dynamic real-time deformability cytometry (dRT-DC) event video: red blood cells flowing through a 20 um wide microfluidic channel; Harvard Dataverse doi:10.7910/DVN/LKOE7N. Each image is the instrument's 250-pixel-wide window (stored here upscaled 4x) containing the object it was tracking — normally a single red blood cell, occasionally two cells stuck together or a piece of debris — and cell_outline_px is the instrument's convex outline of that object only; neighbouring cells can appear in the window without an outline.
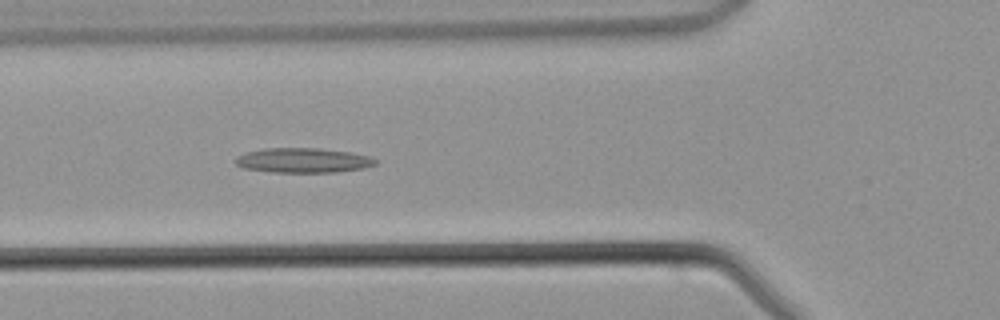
{"species": "common noctule bat (a hibernating species)", "species_latin": "Nyctalus noctula", "temperature_condition": "warm", "stored_images_in_passage": 40, "camera_frame_rate_fps": 3000, "um_per_image_px": 0.085, "animal": {"sex": "male", "body_mass_g": 21.5, "forearm_length_mm": 52.0}, "frame": {"image": 1, "passage_image": 10, "time_ms": 3.0, "image_size_px": [1000, 320], "cell_outline_px": [[376, 164], [364, 168], [340, 172], [272, 172], [244, 168], [236, 164], [236, 160], [240, 156], [248, 152], [264, 148], [320, 148], [348, 152], [368, 156], [376, 160]], "centroid_in_image_um": [25.79, 13.63], "position_along_channel_um": 100.0, "area_um2": 19.94}}
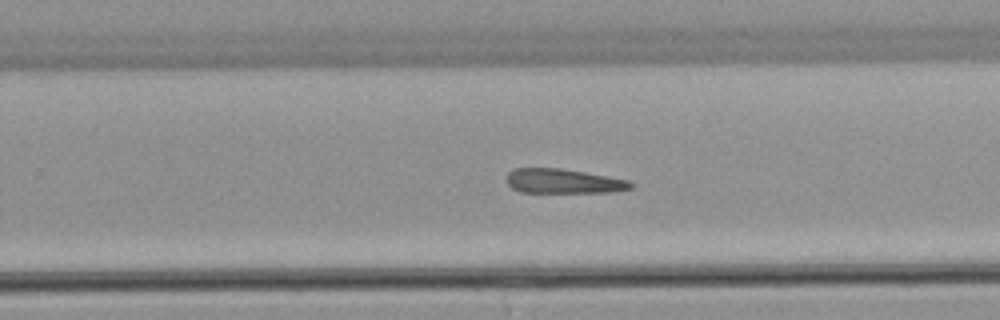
{"frame": {"image": 2, "passage_image": 22, "time_ms": 7.0, "image_size_px": [1000, 320], "cell_outline_px": [[636, 184], [632, 188], [612, 192], [520, 192], [512, 188], [508, 184], [508, 172], [512, 168], [560, 168], [608, 176], [628, 180]], "centroid_in_image_um": [47.91, 15.4], "position_along_channel_um": 281.9, "area_um2": 17.74}}
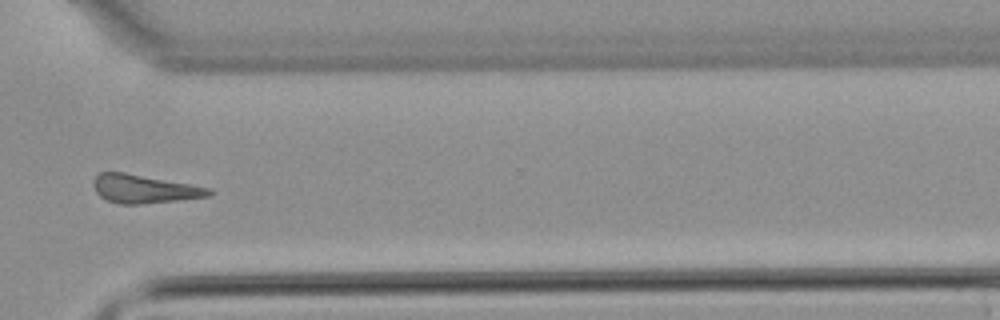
{"frame": {"image": 3, "passage_image": 27, "time_ms": 8.667, "image_size_px": [1000, 320], "cell_outline_px": [[212, 196], [180, 200], [140, 204], [120, 204], [108, 200], [100, 196], [96, 192], [92, 184], [92, 180], [100, 172], [124, 172], [212, 188]], "centroid_in_image_um": [12.26, 16.06], "position_along_channel_um": 358.3, "area_um2": 19.19}}